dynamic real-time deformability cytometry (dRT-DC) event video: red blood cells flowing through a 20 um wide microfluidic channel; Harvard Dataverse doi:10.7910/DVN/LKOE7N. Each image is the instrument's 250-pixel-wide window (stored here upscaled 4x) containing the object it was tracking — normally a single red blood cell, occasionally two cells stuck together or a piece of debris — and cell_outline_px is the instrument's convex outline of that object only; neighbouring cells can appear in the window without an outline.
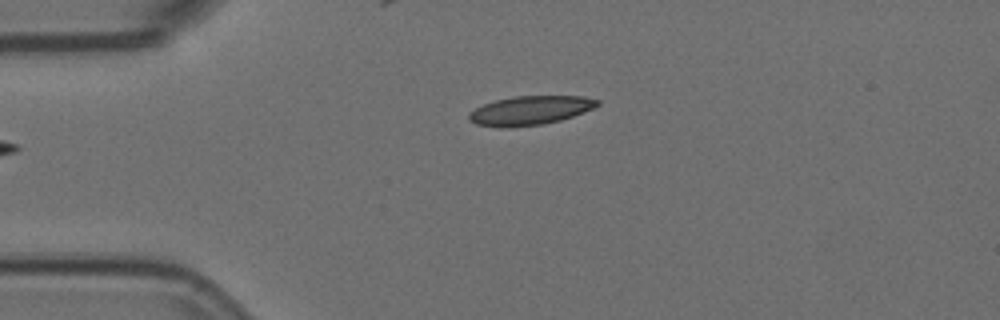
{"species": "Egyptian fruit bat (a non-hibernating species)", "species_latin": "Rousettus aegyptiacus", "temperature_condition": "room temperature", "stored_images_in_passage": 6, "camera_frame_rate_fps": 3000, "um_per_image_px": 0.085, "animal": {"sex": "female"}, "frame": {"image": 1, "passage_image": 6, "time_ms": 1.667, "image_size_px": [1000, 320], "cell_outline_px": [[600, 104], [592, 108], [572, 116], [560, 120], [544, 124], [508, 128], [504, 128], [476, 124], [468, 120], [468, 112], [484, 104], [496, 100], [516, 96], [584, 96], [600, 100]], "centroid_in_image_um": [45.03, 9.39], "position_along_channel_um": 40.0, "area_um2": 21.68}}